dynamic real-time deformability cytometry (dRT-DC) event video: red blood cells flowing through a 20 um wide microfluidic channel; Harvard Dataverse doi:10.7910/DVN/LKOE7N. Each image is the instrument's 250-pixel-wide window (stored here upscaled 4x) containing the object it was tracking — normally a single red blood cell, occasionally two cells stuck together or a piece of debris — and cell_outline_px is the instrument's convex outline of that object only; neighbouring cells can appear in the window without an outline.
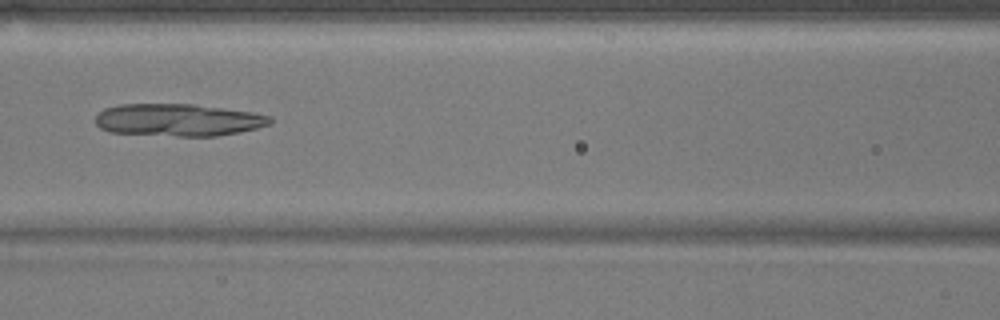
{"species": "common noctule bat (a hibernating species)", "species_latin": "Nyctalus noctula", "temperature_condition": "warm", "stored_images_in_passage": 43, "camera_frame_rate_fps": 3000, "um_per_image_px": 0.085, "animal": {"sex": "male", "body_mass_g": 17.9}, "frame": {"image": 1, "passage_image": 19, "time_ms": 6.0, "image_size_px": [1000, 320], "cell_outline_px": [[272, 124], [240, 132], [216, 136], [180, 136], [108, 132], [100, 128], [96, 124], [96, 116], [104, 108], [120, 104], [192, 104], [256, 112], [272, 116]], "centroid_in_image_um": [15.18, 10.19], "position_along_channel_um": 151.4, "area_um2": 33.12}}
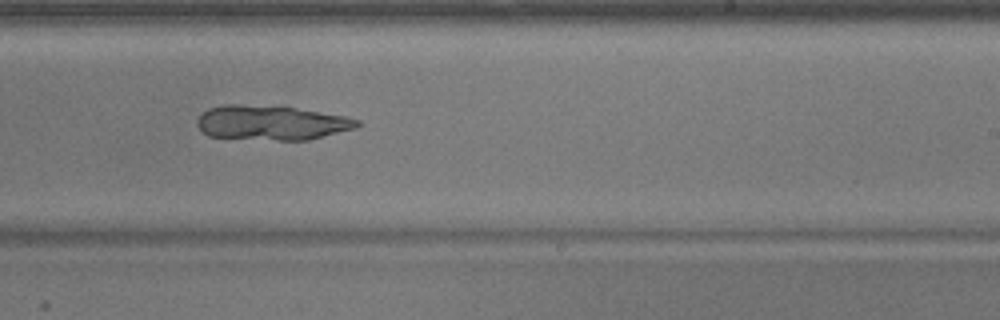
{"frame": {"image": 2, "passage_image": 28, "time_ms": 9.0, "image_size_px": [1000, 320], "cell_outline_px": [[360, 124], [356, 128], [308, 140], [276, 140], [208, 136], [196, 124], [196, 120], [208, 108], [224, 104], [236, 104], [292, 108], [344, 116], [360, 120]], "centroid_in_image_um": [23.05, 10.44], "position_along_channel_um": 265.9, "area_um2": 31.79}}
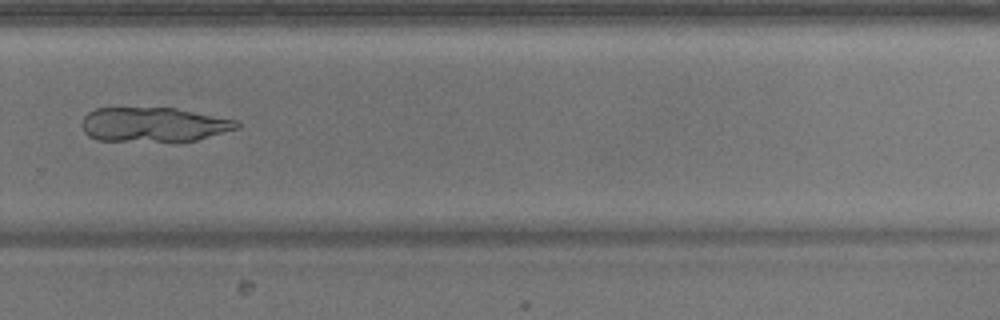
{"frame": {"image": 3, "passage_image": 32, "time_ms": 10.333, "image_size_px": [1000, 320], "cell_outline_px": [[240, 128], [196, 140], [96, 140], [88, 136], [84, 132], [80, 124], [84, 116], [88, 112], [96, 108], [176, 108], [236, 120], [240, 124]], "centroid_in_image_um": [13.03, 10.57], "position_along_channel_um": 316.8, "area_um2": 30.81}}